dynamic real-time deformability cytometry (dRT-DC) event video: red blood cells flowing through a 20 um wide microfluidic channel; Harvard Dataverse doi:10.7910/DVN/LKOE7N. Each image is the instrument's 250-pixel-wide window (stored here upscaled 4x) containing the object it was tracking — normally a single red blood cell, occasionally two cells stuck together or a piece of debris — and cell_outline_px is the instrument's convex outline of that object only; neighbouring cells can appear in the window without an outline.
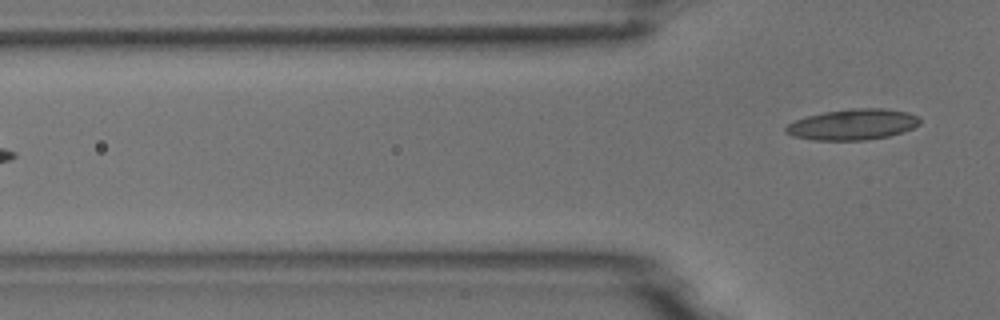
{"species": "common noctule bat (a hibernating species)", "species_latin": "Nyctalus noctula", "temperature_condition": "room temperature", "stored_images_in_passage": 7, "camera_frame_rate_fps": 3000, "um_per_image_px": 0.085, "animal": {"sex": "male", "body_mass_g": 18.8}, "frame": {"image": 1, "passage_image": 7, "time_ms": 7.0, "image_size_px": [1000, 320], "cell_outline_px": [[920, 124], [904, 132], [888, 136], [864, 140], [812, 140], [792, 136], [784, 132], [784, 128], [788, 124], [796, 120], [808, 116], [824, 112], [852, 108], [884, 108], [908, 112], [916, 116], [920, 120]], "centroid_in_image_um": [72.48, 10.58], "position_along_channel_um": 53.3, "area_um2": 24.1}}